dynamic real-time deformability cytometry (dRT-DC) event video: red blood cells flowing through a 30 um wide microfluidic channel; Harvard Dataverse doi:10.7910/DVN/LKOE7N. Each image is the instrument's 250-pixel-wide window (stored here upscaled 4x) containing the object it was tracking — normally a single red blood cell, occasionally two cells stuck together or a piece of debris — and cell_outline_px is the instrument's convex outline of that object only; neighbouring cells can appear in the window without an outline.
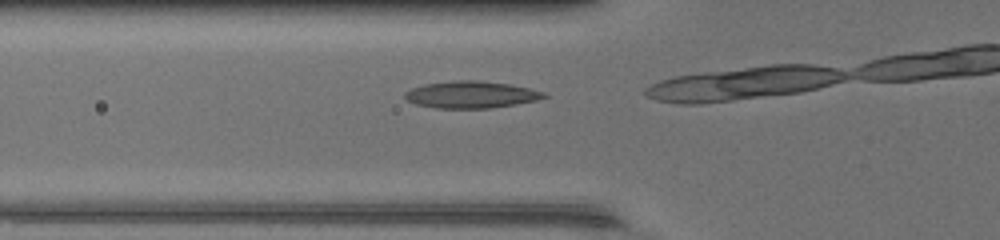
{"species": "common noctule bat (a hibernating species)", "species_latin": "Nyctalus noctula", "temperature_condition": "warm", "stored_images_in_passage": 11, "camera_frame_rate_fps": 3000, "um_per_image_px": 0.085, "animal": {"sex": "female", "body_mass_g": 17.0, "forearm_length_mm": 48.0}, "frame": {"image": 1, "passage_image": 8, "time_ms": 2.333, "image_size_px": [1000, 240], "cell_outline_px": [[548, 96], [536, 100], [516, 104], [492, 108], [436, 108], [416, 104], [408, 100], [404, 96], [404, 92], [412, 88], [424, 84], [456, 80], [480, 80], [512, 84], [544, 92]], "centroid_in_image_um": [40.04, 8.04], "position_along_channel_um": 85.8, "area_um2": 21.85}}